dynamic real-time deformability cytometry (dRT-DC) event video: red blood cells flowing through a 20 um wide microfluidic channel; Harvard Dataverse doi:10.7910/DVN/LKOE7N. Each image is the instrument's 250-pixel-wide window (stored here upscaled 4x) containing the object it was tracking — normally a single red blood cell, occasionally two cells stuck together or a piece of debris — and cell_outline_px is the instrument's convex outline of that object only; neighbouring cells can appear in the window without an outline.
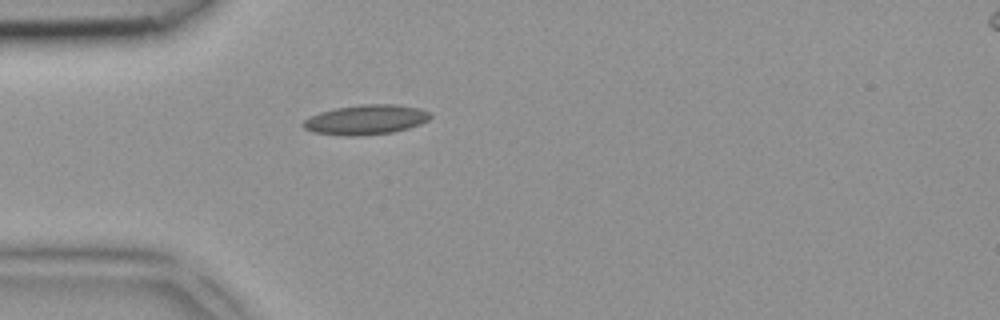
{"species": "common noctule bat (a hibernating species)", "species_latin": "Nyctalus noctula", "temperature_condition": "room temperature", "stored_images_in_passage": 1, "camera_frame_rate_fps": 3000, "um_per_image_px": 0.085, "animal": {"sex": "female", "body_mass_g": 18.4}, "frame": {"image": 1, "passage_image": 1, "time_ms": 0.0, "image_size_px": [1000, 320], "cell_outline_px": [[432, 116], [428, 120], [420, 124], [408, 128], [392, 132], [360, 136], [344, 136], [312, 132], [304, 128], [300, 124], [304, 120], [320, 112], [336, 108], [360, 104], [396, 104], [420, 108], [428, 112]], "centroid_in_image_um": [31.09, 10.17], "position_along_channel_um": 53.9, "area_um2": 22.14}}